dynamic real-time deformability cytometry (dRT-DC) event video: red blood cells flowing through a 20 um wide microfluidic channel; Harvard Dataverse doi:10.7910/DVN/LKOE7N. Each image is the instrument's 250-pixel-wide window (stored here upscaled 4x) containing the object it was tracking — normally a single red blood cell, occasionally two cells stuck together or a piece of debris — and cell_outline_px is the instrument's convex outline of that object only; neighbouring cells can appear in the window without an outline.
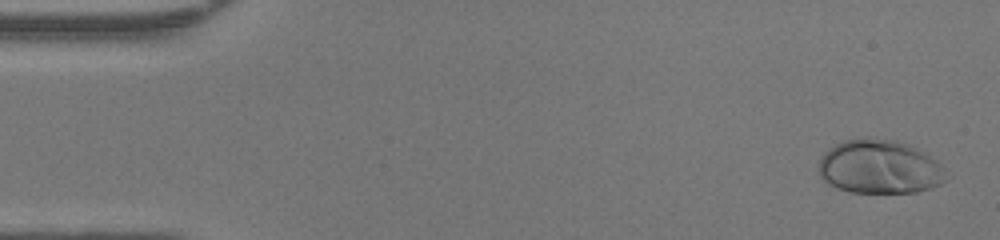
{"species": "human", "species_latin": "Homo sapiens", "temperature_condition": "warm", "stored_images_in_passage": 48, "camera_frame_rate_fps": 3000, "um_per_image_px": 0.085, "donor": {"sex": "female"}, "frame": {"image": 1, "passage_image": 2, "time_ms": 0.333, "image_size_px": [1000, 240], "cell_outline_px": [[944, 180], [940, 184], [916, 192], [848, 192], [836, 188], [828, 184], [820, 176], [820, 160], [824, 152], [828, 148], [844, 140], [864, 136], [896, 140], [908, 144], [936, 160], [940, 164]], "centroid_in_image_um": [74.69, 14.16], "position_along_channel_um": 10.3, "area_um2": 39.77}}
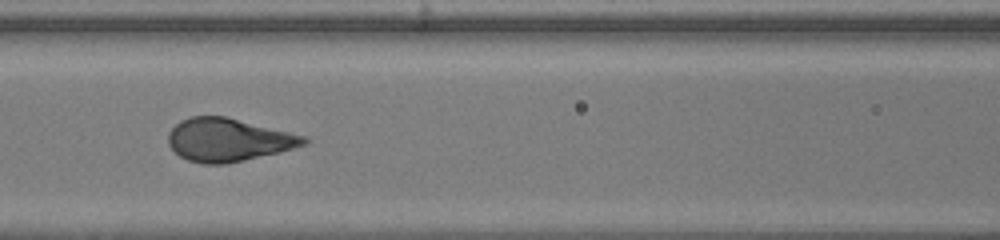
{"frame": {"image": 2, "passage_image": 21, "time_ms": 6.667, "image_size_px": [1000, 240], "cell_outline_px": [[312, 140], [308, 144], [244, 160], [224, 164], [204, 164], [188, 160], [180, 156], [168, 144], [168, 132], [180, 120], [192, 116], [224, 116], [308, 136]], "centroid_in_image_um": [19.42, 11.88], "position_along_channel_um": 147.2, "area_um2": 33.93}}
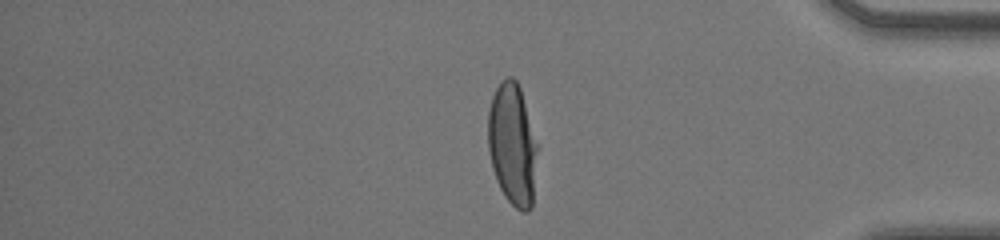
{"frame": {"image": 3, "passage_image": 40, "time_ms": 13.0, "image_size_px": [1000, 240], "cell_outline_px": [[540, 144], [532, 208], [528, 212], [524, 212], [516, 208], [504, 196], [496, 180], [492, 168], [488, 148], [488, 112], [492, 96], [496, 88], [508, 76], [512, 76], [516, 80], [520, 88]], "centroid_in_image_um": [43.6, 12.3], "position_along_channel_um": 391.6, "area_um2": 36.07}, "authors_computed_cell_mechanics": {"area_um2": 35.0846, "velocity_mm_per_s": 4.2941, "shape_relaxation_time_tau1_ms": 3.7234, "shape_relaxation_time_tau2_ms": null, "deformation_change_tau1": 0.2193, "deformation_change_tau2": null}}